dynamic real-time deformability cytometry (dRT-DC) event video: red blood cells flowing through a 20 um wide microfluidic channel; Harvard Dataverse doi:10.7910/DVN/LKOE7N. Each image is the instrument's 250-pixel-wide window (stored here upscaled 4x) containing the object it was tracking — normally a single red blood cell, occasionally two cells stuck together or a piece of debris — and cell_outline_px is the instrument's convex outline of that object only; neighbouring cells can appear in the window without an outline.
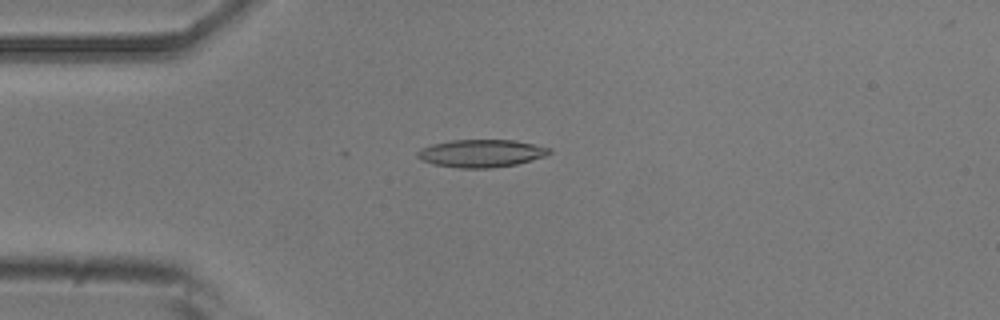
{"species": "common noctule bat (a hibernating species)", "species_latin": "Nyctalus noctula", "temperature_condition": "room temperature", "stored_images_in_passage": 52, "camera_frame_rate_fps": 3000, "um_per_image_px": 0.085, "animal": {"sex": "male", "body_mass_g": 20.5, "forearm_length_mm": 52.5}, "frame": {"image": 1, "passage_image": 13, "time_ms": 4.0, "image_size_px": [1000, 320], "cell_outline_px": [[552, 152], [544, 156], [516, 164], [492, 168], [460, 168], [432, 164], [420, 160], [416, 156], [416, 152], [420, 148], [432, 144], [452, 140], [512, 140], [552, 148]], "centroid_in_image_um": [40.85, 13.03], "position_along_channel_um": 44.1, "area_um2": 21.27}}
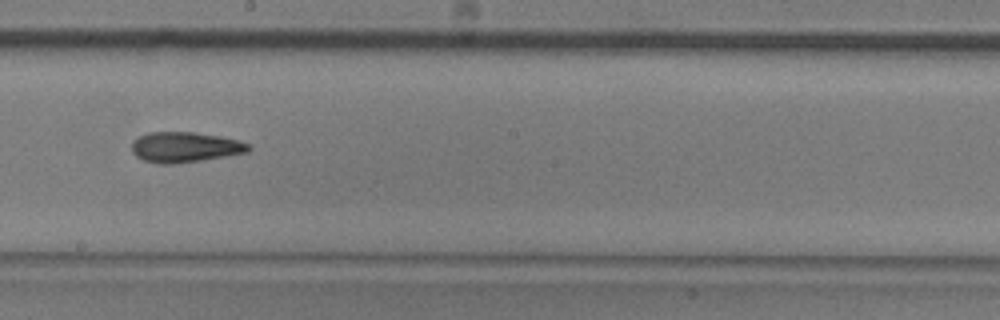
{"frame": {"image": 2, "passage_image": 29, "time_ms": 9.333, "image_size_px": [1000, 320], "cell_outline_px": [[252, 148], [248, 152], [200, 160], [172, 164], [160, 164], [144, 160], [136, 156], [132, 152], [132, 140], [136, 136], [148, 132], [192, 132], [220, 136], [236, 140], [248, 144]], "centroid_in_image_um": [15.66, 12.5], "position_along_channel_um": 232.5, "area_um2": 20.58}}
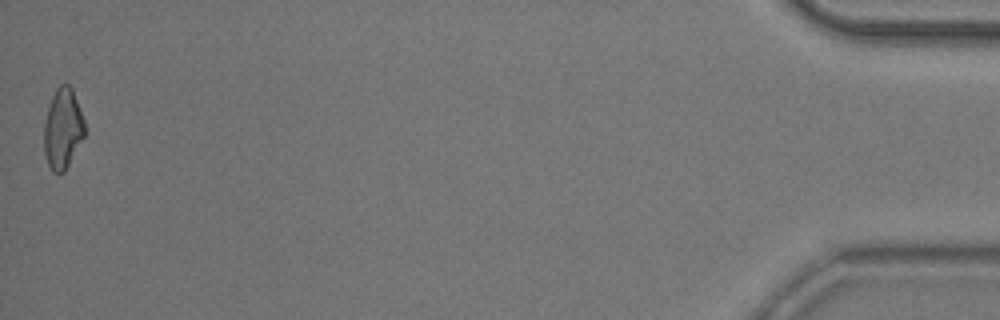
{"frame": {"image": 3, "passage_image": 52, "time_ms": 17.0, "image_size_px": [1000, 320], "cell_outline_px": [[84, 136], [64, 172], [52, 172], [48, 164], [44, 152], [44, 124], [48, 108], [52, 96], [56, 88], [60, 84], [68, 84], [72, 88], [84, 120]], "centroid_in_image_um": [5.32, 10.93], "position_along_channel_um": 429.9, "area_um2": 18.79}, "authors_computed_cell_mechanics": {"area_um2": 20.23, "velocity_mm_per_s": 3.8462, "shape_relaxation_time_tau1_ms": 8.3423, "shape_relaxation_time_tau2_ms": 6.7374, "deformation_change_tau1": 0.2153, "deformation_change_tau2": 0.1798}}